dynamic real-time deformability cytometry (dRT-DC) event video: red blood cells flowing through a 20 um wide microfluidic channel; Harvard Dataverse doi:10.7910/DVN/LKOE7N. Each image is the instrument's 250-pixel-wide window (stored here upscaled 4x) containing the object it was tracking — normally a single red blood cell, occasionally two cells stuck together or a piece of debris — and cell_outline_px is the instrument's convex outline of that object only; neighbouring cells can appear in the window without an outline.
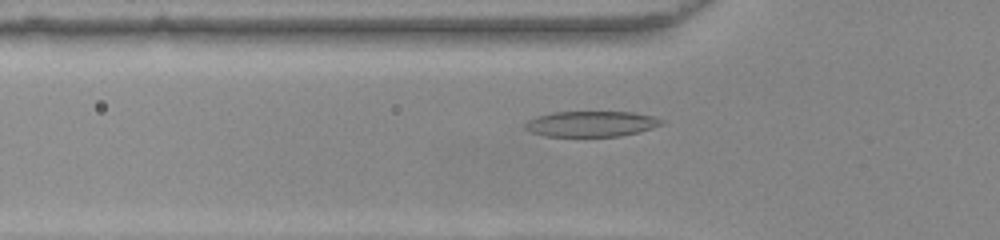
{"species": "common noctule bat (a hibernating species)", "species_latin": "Nyctalus noctula", "temperature_condition": "warm", "stored_images_in_passage": 35, "camera_frame_rate_fps": 3000, "um_per_image_px": 0.085, "animal": {"sex": "female", "body_mass_g": 22.0, "forearm_length_mm": 56.7}, "frame": {"image": 1, "passage_image": 5, "time_ms": 1.333, "image_size_px": [1000, 240], "cell_outline_px": [[664, 124], [640, 132], [620, 136], [544, 136], [532, 132], [524, 128], [524, 124], [528, 120], [536, 116], [552, 112], [632, 112], [652, 116], [664, 120]], "centroid_in_image_um": [50.25, 10.53], "position_along_channel_um": 75.5, "area_um2": 20.4}}
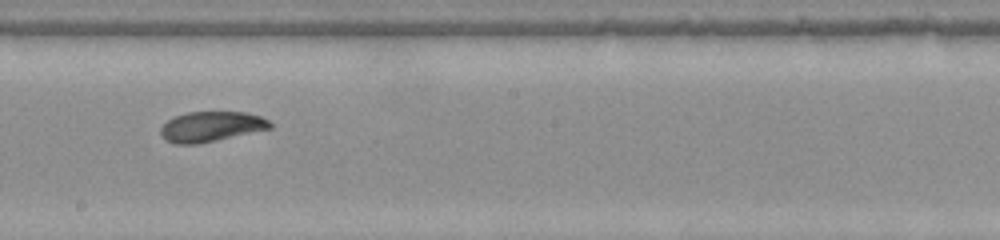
{"frame": {"image": 2, "passage_image": 17, "time_ms": 5.333, "image_size_px": [1000, 240], "cell_outline_px": [[272, 128], [216, 140], [196, 144], [176, 144], [164, 140], [160, 132], [160, 128], [172, 116], [188, 112], [244, 112], [260, 116], [268, 120], [272, 124]], "centroid_in_image_um": [17.91, 10.76], "position_along_channel_um": 230.3, "area_um2": 19.19}}
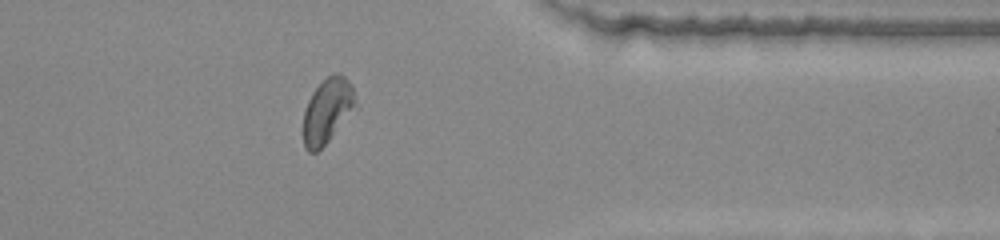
{"frame": {"image": 3, "passage_image": 30, "time_ms": 9.667, "image_size_px": [1000, 240], "cell_outline_px": [[356, 104], [328, 140], [316, 152], [308, 152], [304, 148], [304, 112], [308, 100], [312, 92], [328, 76], [336, 72], [340, 72], [348, 80], [352, 88], [356, 100]], "centroid_in_image_um": [27.79, 9.38], "position_along_channel_um": 383.6, "area_um2": 19.02}, "authors_computed_cell_mechanics": {"area_um2": 19.4208, "velocity_mm_per_s": 3.8664, "shape_relaxation_time_tau1_ms": 7.1741, "shape_relaxation_time_tau2_ms": 4.0981, "deformation_change_tau1": 0.2042, "deformation_change_tau2": 0.0965}}